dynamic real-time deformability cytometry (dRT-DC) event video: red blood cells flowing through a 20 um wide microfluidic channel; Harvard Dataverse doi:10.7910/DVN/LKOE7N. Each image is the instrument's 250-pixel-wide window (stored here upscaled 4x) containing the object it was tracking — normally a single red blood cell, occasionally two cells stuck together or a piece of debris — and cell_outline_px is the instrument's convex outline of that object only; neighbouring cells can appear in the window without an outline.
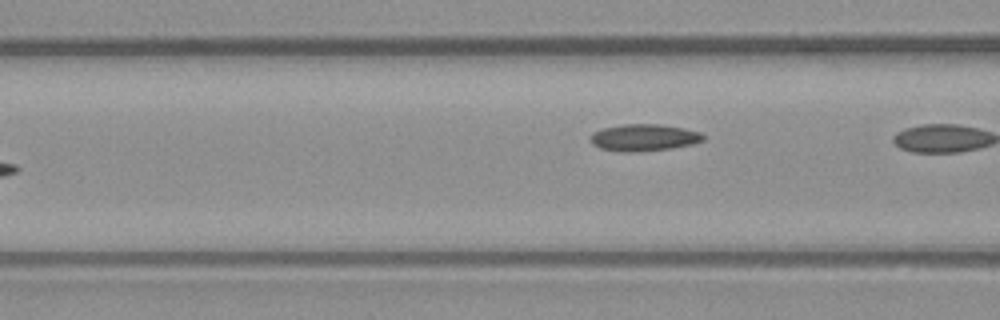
{"species": "common noctule bat (a hibernating species)", "species_latin": "Nyctalus noctula", "temperature_condition": "warm", "stored_images_in_passage": 7, "camera_frame_rate_fps": 3000, "um_per_image_px": 0.085, "animal": {"sex": "male", "body_mass_g": 23.1, "forearm_length_mm": 52.7}, "frame": {"image": 1, "passage_image": 7, "time_ms": 2.0, "image_size_px": [1000, 320], "cell_outline_px": [[704, 140], [692, 144], [672, 148], [636, 152], [620, 152], [600, 148], [592, 144], [588, 140], [592, 132], [604, 128], [624, 124], [660, 124], [684, 128], [700, 132], [704, 136]], "centroid_in_image_um": [54.7, 11.7], "position_along_channel_um": 111.9, "area_um2": 17.8}}